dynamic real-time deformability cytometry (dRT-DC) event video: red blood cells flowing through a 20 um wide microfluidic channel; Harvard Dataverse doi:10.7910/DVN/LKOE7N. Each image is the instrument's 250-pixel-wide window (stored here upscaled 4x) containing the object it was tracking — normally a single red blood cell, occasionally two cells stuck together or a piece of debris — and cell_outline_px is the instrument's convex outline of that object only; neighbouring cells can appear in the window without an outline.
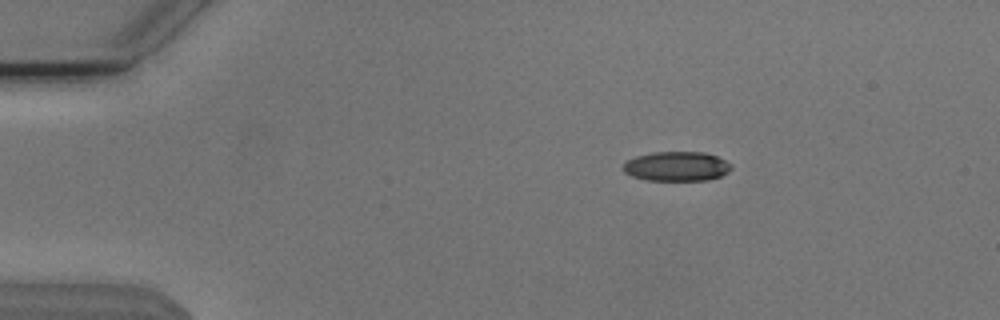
{"species": "Egyptian fruit bat (a non-hibernating species)", "species_latin": "Rousettus aegyptiacus", "temperature_condition": "cold", "stored_images_in_passage": 46, "camera_frame_rate_fps": 3000, "um_per_image_px": 0.085, "animal": {"sex": "male"}, "frame": {"image": 1, "passage_image": 1, "time_ms": 0.0, "image_size_px": [1000, 320], "cell_outline_px": [[732, 168], [728, 172], [720, 176], [708, 180], [644, 180], [632, 176], [624, 172], [624, 164], [628, 160], [636, 156], [652, 152], [704, 152], [716, 156], [732, 164]], "centroid_in_image_um": [57.52, 14.14], "position_along_channel_um": 27.5, "area_um2": 18.55}}
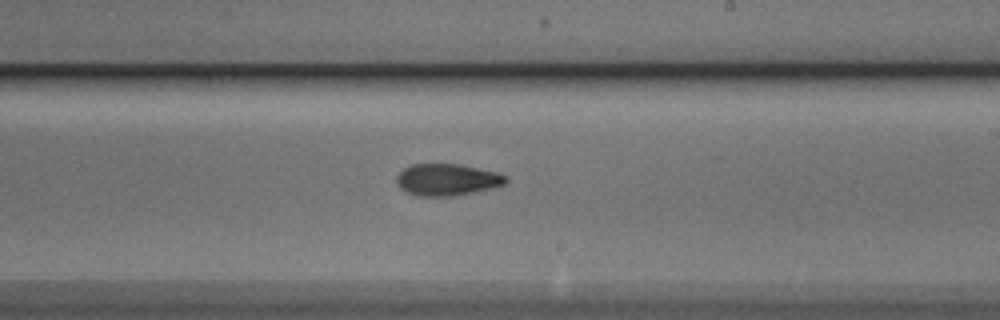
{"frame": {"image": 2, "passage_image": 24, "time_ms": 7.667, "image_size_px": [1000, 320], "cell_outline_px": [[508, 180], [504, 184], [492, 188], [452, 196], [416, 196], [400, 188], [396, 180], [396, 176], [404, 168], [412, 164], [460, 164], [496, 172], [508, 176]], "centroid_in_image_um": [38.0, 15.27], "position_along_channel_um": 251.0, "area_um2": 20.17}}
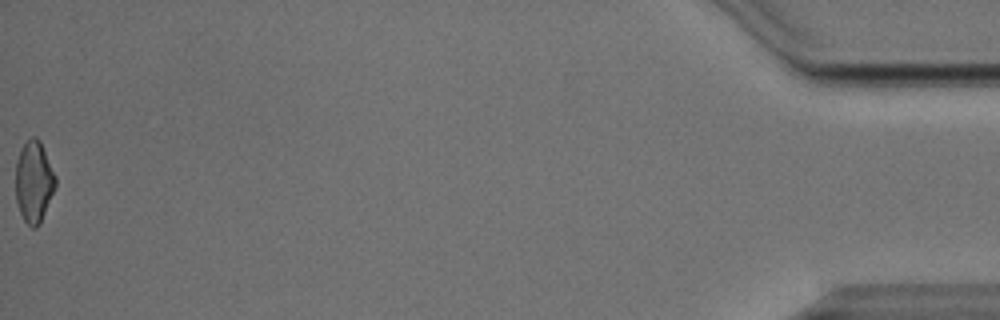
{"frame": {"image": 3, "passage_image": 46, "time_ms": 15.0, "image_size_px": [1000, 320], "cell_outline_px": [[56, 184], [40, 224], [36, 228], [32, 228], [24, 220], [20, 212], [16, 200], [16, 160], [20, 148], [32, 136], [36, 136], [40, 140], [56, 176]], "centroid_in_image_um": [2.87, 15.43], "position_along_channel_um": 432.3, "area_um2": 18.9}, "authors_computed_cell_mechanics": {"area_um2": 19.5942, "velocity_mm_per_s": 3.825, "shape_relaxation_time_tau1_ms": 5.4766, "shape_relaxation_time_tau2_ms": 5.0389, "deformation_change_tau1": 0.1527, "deformation_change_tau2": 0.1227}}